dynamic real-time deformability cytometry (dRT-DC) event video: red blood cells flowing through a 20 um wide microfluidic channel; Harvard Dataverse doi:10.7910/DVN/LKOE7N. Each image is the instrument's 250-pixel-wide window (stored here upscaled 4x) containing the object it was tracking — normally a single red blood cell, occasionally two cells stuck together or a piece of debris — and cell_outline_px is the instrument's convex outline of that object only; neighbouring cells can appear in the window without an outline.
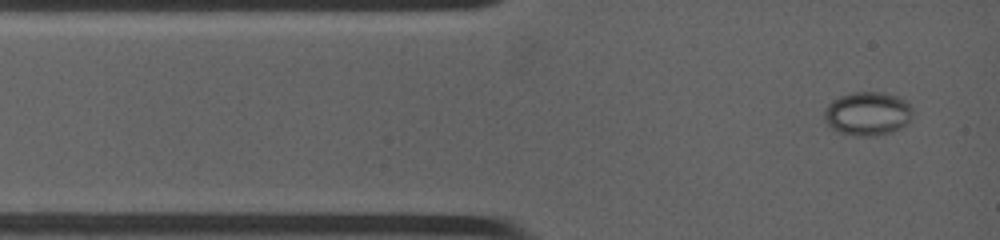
{"species": "common noctule bat (a hibernating species)", "species_latin": "Nyctalus noctula", "temperature_condition": "warm", "stored_images_in_passage": 20, "camera_frame_rate_fps": 4500, "um_per_image_px": 0.085, "animal": {"sex": "female", "body_mass_g": 19.0, "forearm_length_mm": 53.3}, "frame": {"image": 1, "passage_image": 1, "time_ms": 0.0, "image_size_px": [1000, 240], "cell_outline_px": [[912, 116], [908, 124], [892, 132], [864, 136], [840, 132], [832, 128], [824, 120], [824, 112], [828, 104], [844, 96], [856, 92], [876, 92], [896, 96], [904, 100], [912, 108]], "centroid_in_image_um": [73.77, 9.67], "position_along_channel_um": 11.2, "area_um2": 21.91}}
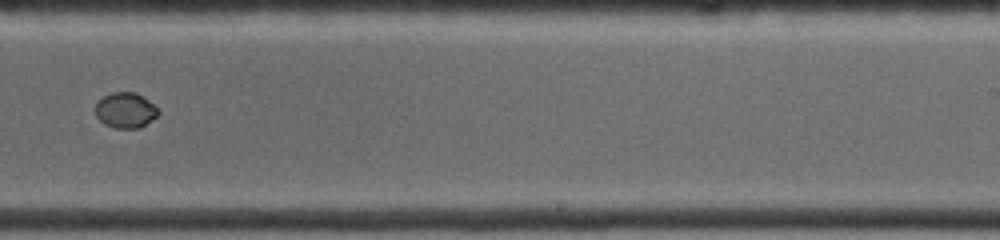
{"frame": {"image": 2, "passage_image": 9, "time_ms": 7.556, "image_size_px": [1000, 240], "cell_outline_px": [[160, 112], [156, 116], [140, 128], [116, 128], [104, 124], [96, 116], [96, 104], [104, 96], [112, 92], [136, 92], [152, 104]], "centroid_in_image_um": [10.65, 9.37], "position_along_channel_um": 278.4, "area_um2": 12.72}}
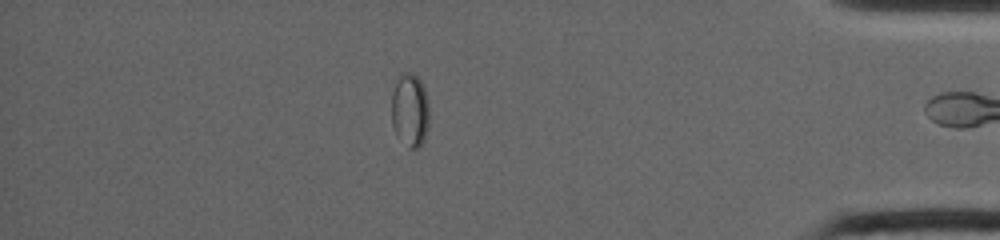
{"frame": {"image": 3, "passage_image": 19, "time_ms": 11.778, "image_size_px": [1000, 240], "cell_outline_px": [[428, 128], [424, 140], [416, 148], [408, 148], [396, 136], [392, 128], [392, 92], [396, 76], [400, 72], [412, 72], [420, 80], [424, 88], [428, 100]], "centroid_in_image_um": [34.82, 9.33], "position_along_channel_um": 400.4, "area_um2": 16.53}}